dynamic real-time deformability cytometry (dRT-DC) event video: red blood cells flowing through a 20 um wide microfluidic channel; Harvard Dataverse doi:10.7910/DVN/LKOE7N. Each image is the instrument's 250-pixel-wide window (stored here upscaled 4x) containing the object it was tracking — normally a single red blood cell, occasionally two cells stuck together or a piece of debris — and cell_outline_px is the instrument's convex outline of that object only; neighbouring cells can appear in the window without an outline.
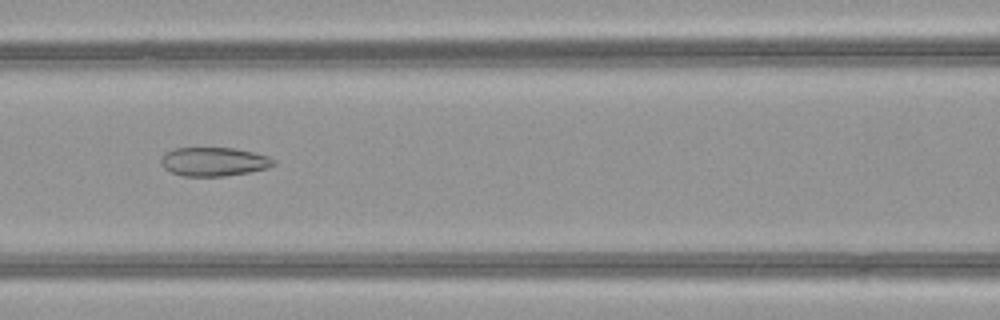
{"species": "common noctule bat (a hibernating species)", "species_latin": "Nyctalus noctula", "temperature_condition": "warm", "stored_images_in_passage": 33, "camera_frame_rate_fps": 3000, "um_per_image_px": 0.085, "animal": {"sex": "female", "body_mass_g": 21.9}, "frame": {"image": 1, "passage_image": 7, "time_ms": 2.0, "image_size_px": [1000, 320], "cell_outline_px": [[276, 164], [268, 168], [248, 172], [224, 176], [184, 176], [172, 172], [164, 168], [160, 164], [160, 156], [164, 152], [176, 148], [232, 148], [252, 152], [268, 156], [276, 160]], "centroid_in_image_um": [18.15, 13.74], "position_along_channel_um": 148.4, "area_um2": 18.96}}
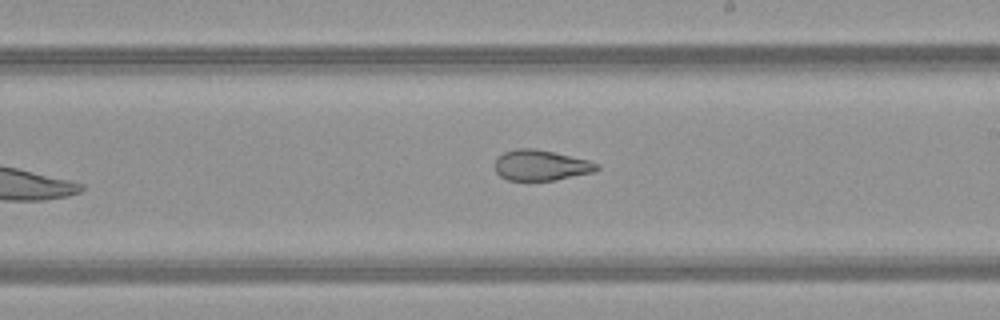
{"frame": {"image": 2, "passage_image": 14, "time_ms": 4.333, "image_size_px": [1000, 320], "cell_outline_px": [[600, 168], [596, 172], [556, 180], [508, 180], [500, 176], [496, 172], [496, 160], [504, 152], [516, 148], [532, 148], [552, 152], [588, 160], [600, 164]], "centroid_in_image_um": [46.02, 14.06], "position_along_channel_um": 243.0, "area_um2": 18.09}}
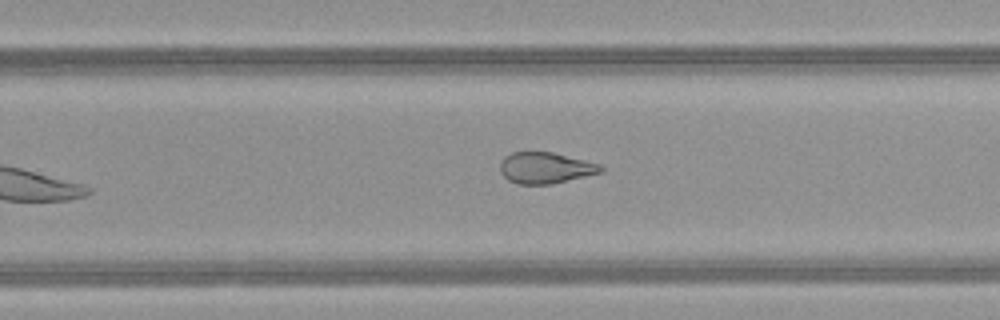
{"frame": {"image": 3, "passage_image": 17, "time_ms": 5.333, "image_size_px": [1000, 320], "cell_outline_px": [[604, 172], [552, 184], [516, 184], [508, 180], [500, 172], [500, 160], [504, 156], [512, 152], [552, 152], [600, 164], [604, 168]], "centroid_in_image_um": [46.35, 14.27], "position_along_channel_um": 283.5, "area_um2": 18.44}, "authors_computed_cell_mechanics": {"area_um2": 20.4612, "velocity_mm_per_s": 4.0609, "shape_relaxation_time_tau1_ms": null, "shape_relaxation_time_tau2_ms": 2.429, "deformation_change_tau1": null, "deformation_change_tau2": 0.1125}}